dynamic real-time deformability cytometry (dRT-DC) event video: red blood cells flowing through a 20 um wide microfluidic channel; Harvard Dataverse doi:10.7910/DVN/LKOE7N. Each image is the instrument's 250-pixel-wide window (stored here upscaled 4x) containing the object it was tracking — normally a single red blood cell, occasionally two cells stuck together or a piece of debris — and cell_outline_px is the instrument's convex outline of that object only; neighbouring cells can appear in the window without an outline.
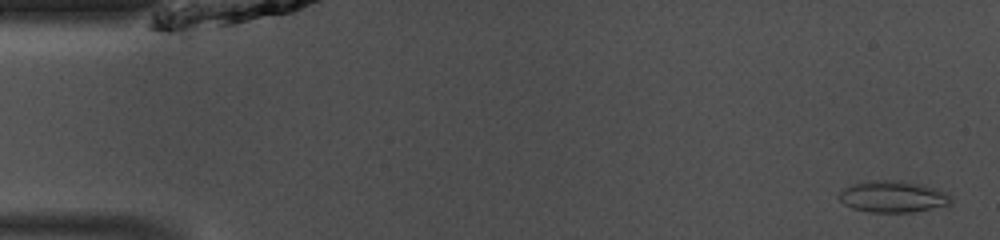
{"species": "common noctule bat (a hibernating species)", "species_latin": "Nyctalus noctula", "temperature_condition": "room temperature", "stored_images_in_passage": 48, "camera_frame_rate_fps": 3000, "um_per_image_px": 0.085, "animal": {"sex": "male", "body_mass_g": 13.0, "forearm_length_mm": 53.1}, "frame": {"image": 1, "passage_image": 2, "time_ms": 0.333, "image_size_px": [1000, 240], "cell_outline_px": [[952, 204], [912, 212], [868, 212], [852, 208], [844, 204], [836, 196], [844, 188], [852, 184], [868, 180], [900, 180], [920, 184], [936, 188], [952, 196]], "centroid_in_image_um": [75.88, 16.71], "position_along_channel_um": 9.1, "area_um2": 20.75}}
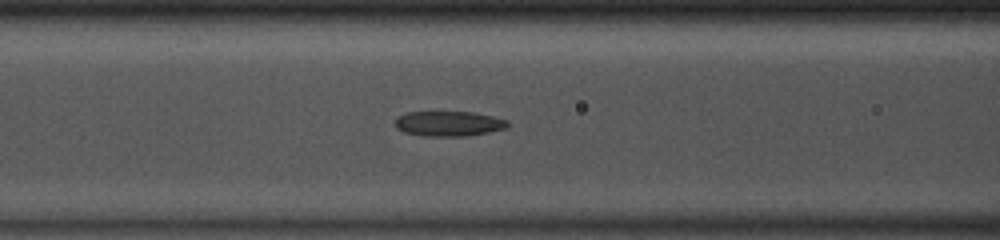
{"frame": {"image": 2, "passage_image": 19, "time_ms": 6.0, "image_size_px": [1000, 240], "cell_outline_px": [[508, 128], [468, 136], [424, 136], [404, 132], [396, 128], [396, 120], [400, 116], [408, 112], [476, 112], [508, 120]], "centroid_in_image_um": [38.18, 10.51], "position_along_channel_um": 128.4, "area_um2": 16.42}}
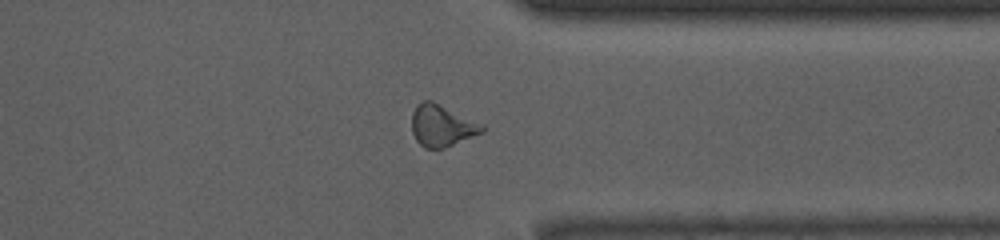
{"frame": {"image": 3, "passage_image": 37, "time_ms": 12.0, "image_size_px": [1000, 240], "cell_outline_px": [[484, 132], [444, 148], [424, 148], [416, 140], [412, 132], [412, 112], [416, 104], [424, 100], [432, 100], [484, 124]], "centroid_in_image_um": [37.55, 10.66], "position_along_channel_um": 373.8, "area_um2": 17.22}, "authors_computed_cell_mechanics": {"area_um2": 17.5134, "velocity_mm_per_s": 4.1383, "shape_relaxation_time_tau1_ms": 5.2157, "shape_relaxation_time_tau2_ms": 1.9792, "deformation_change_tau1": 0.1393, "deformation_change_tau2": 0.118}}